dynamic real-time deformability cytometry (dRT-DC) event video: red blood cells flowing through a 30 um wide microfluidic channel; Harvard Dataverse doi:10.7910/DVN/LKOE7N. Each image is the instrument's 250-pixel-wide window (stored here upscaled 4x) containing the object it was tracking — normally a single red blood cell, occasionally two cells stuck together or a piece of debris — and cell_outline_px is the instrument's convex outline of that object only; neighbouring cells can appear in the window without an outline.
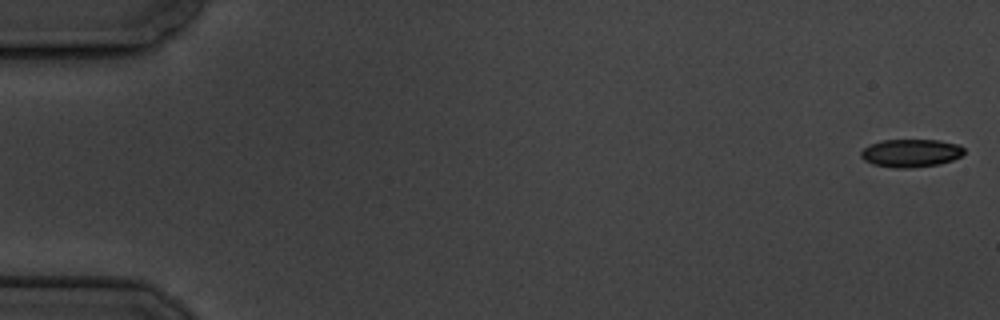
{"species": "common noctule bat (a hibernating species)", "species_latin": "Nyctalus noctula", "temperature_condition": "cold", "stored_images_in_passage": 6, "camera_frame_rate_fps": 3000, "um_per_image_px": 0.085, "animal": {"sex": "male", "body_mass_g": 19.5, "forearm_length_mm": 54.6}, "frame": {"image": 1, "passage_image": 1, "time_ms": 0.0, "image_size_px": [1000, 320], "cell_outline_px": [[964, 152], [960, 156], [952, 160], [940, 164], [912, 168], [896, 168], [872, 164], [864, 160], [860, 156], [860, 152], [864, 148], [880, 140], [940, 140], [960, 144], [964, 148]], "centroid_in_image_um": [77.44, 13.01], "position_along_channel_um": 7.6, "area_um2": 16.94}}
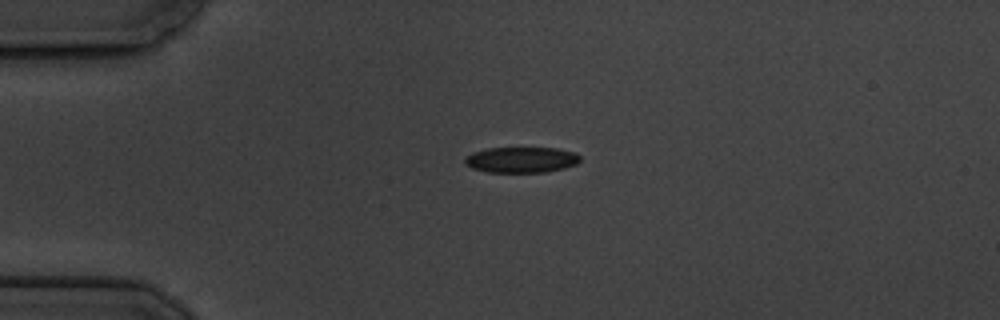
{"frame": {"image": 2, "passage_image": 4, "time_ms": 4.333, "image_size_px": [1000, 320], "cell_outline_px": [[580, 160], [576, 164], [564, 168], [548, 172], [488, 172], [472, 168], [464, 164], [464, 156], [472, 152], [488, 148], [556, 148], [576, 152], [580, 156]], "centroid_in_image_um": [44.3, 13.58], "position_along_channel_um": 40.7, "area_um2": 17.46}}
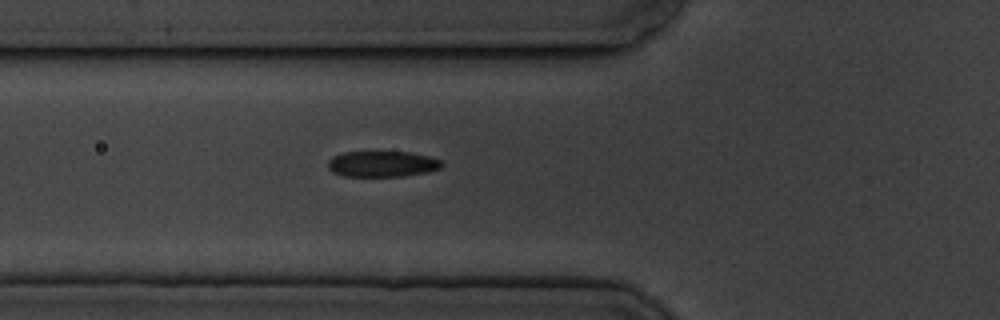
{"frame": {"image": 3, "passage_image": 6, "time_ms": 6.667, "image_size_px": [1000, 320], "cell_outline_px": [[444, 164], [440, 168], [428, 172], [404, 176], [344, 176], [332, 172], [328, 168], [328, 160], [332, 156], [344, 152], [408, 152], [428, 156], [440, 160]], "centroid_in_image_um": [32.47, 13.94], "position_along_channel_um": 93.3, "area_um2": 17.17}}